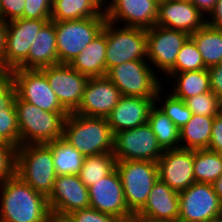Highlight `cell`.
<instances>
[{"label": "cell", "mask_w": 222, "mask_h": 222, "mask_svg": "<svg viewBox=\"0 0 222 222\" xmlns=\"http://www.w3.org/2000/svg\"><path fill=\"white\" fill-rule=\"evenodd\" d=\"M47 197L16 174L0 184V222H47Z\"/></svg>", "instance_id": "1"}, {"label": "cell", "mask_w": 222, "mask_h": 222, "mask_svg": "<svg viewBox=\"0 0 222 222\" xmlns=\"http://www.w3.org/2000/svg\"><path fill=\"white\" fill-rule=\"evenodd\" d=\"M62 138L84 157L113 152L114 134L105 117L69 113L65 118Z\"/></svg>", "instance_id": "2"}, {"label": "cell", "mask_w": 222, "mask_h": 222, "mask_svg": "<svg viewBox=\"0 0 222 222\" xmlns=\"http://www.w3.org/2000/svg\"><path fill=\"white\" fill-rule=\"evenodd\" d=\"M17 123L20 134V146L29 144H47L63 136L65 118L69 113H54L15 99Z\"/></svg>", "instance_id": "3"}, {"label": "cell", "mask_w": 222, "mask_h": 222, "mask_svg": "<svg viewBox=\"0 0 222 222\" xmlns=\"http://www.w3.org/2000/svg\"><path fill=\"white\" fill-rule=\"evenodd\" d=\"M15 174L35 191L48 197L57 176L51 148L47 144L16 148Z\"/></svg>", "instance_id": "4"}, {"label": "cell", "mask_w": 222, "mask_h": 222, "mask_svg": "<svg viewBox=\"0 0 222 222\" xmlns=\"http://www.w3.org/2000/svg\"><path fill=\"white\" fill-rule=\"evenodd\" d=\"M105 12L79 20L54 21L58 64H70L103 30Z\"/></svg>", "instance_id": "5"}, {"label": "cell", "mask_w": 222, "mask_h": 222, "mask_svg": "<svg viewBox=\"0 0 222 222\" xmlns=\"http://www.w3.org/2000/svg\"><path fill=\"white\" fill-rule=\"evenodd\" d=\"M106 77L119 89L121 96L142 98H155L158 90L166 83L163 80L168 79L159 78L148 60H133L116 65L107 72Z\"/></svg>", "instance_id": "6"}, {"label": "cell", "mask_w": 222, "mask_h": 222, "mask_svg": "<svg viewBox=\"0 0 222 222\" xmlns=\"http://www.w3.org/2000/svg\"><path fill=\"white\" fill-rule=\"evenodd\" d=\"M106 71L133 60H147L146 29L126 27L106 20Z\"/></svg>", "instance_id": "7"}, {"label": "cell", "mask_w": 222, "mask_h": 222, "mask_svg": "<svg viewBox=\"0 0 222 222\" xmlns=\"http://www.w3.org/2000/svg\"><path fill=\"white\" fill-rule=\"evenodd\" d=\"M116 169L121 178L128 210L132 214L139 212L146 204L153 185L159 179L157 162L116 161Z\"/></svg>", "instance_id": "8"}, {"label": "cell", "mask_w": 222, "mask_h": 222, "mask_svg": "<svg viewBox=\"0 0 222 222\" xmlns=\"http://www.w3.org/2000/svg\"><path fill=\"white\" fill-rule=\"evenodd\" d=\"M116 161L139 160L158 162L163 154L150 125L145 123L133 129L116 132L113 139Z\"/></svg>", "instance_id": "9"}, {"label": "cell", "mask_w": 222, "mask_h": 222, "mask_svg": "<svg viewBox=\"0 0 222 222\" xmlns=\"http://www.w3.org/2000/svg\"><path fill=\"white\" fill-rule=\"evenodd\" d=\"M222 215V200L210 183L195 182L179 192L178 222H205Z\"/></svg>", "instance_id": "10"}, {"label": "cell", "mask_w": 222, "mask_h": 222, "mask_svg": "<svg viewBox=\"0 0 222 222\" xmlns=\"http://www.w3.org/2000/svg\"><path fill=\"white\" fill-rule=\"evenodd\" d=\"M147 60L162 78L174 65L177 55L190 35L181 30L153 26L146 29ZM159 71H162L160 74Z\"/></svg>", "instance_id": "11"}, {"label": "cell", "mask_w": 222, "mask_h": 222, "mask_svg": "<svg viewBox=\"0 0 222 222\" xmlns=\"http://www.w3.org/2000/svg\"><path fill=\"white\" fill-rule=\"evenodd\" d=\"M13 71L17 96L21 100L45 111L68 113L58 101L45 74L41 70L13 69Z\"/></svg>", "instance_id": "12"}, {"label": "cell", "mask_w": 222, "mask_h": 222, "mask_svg": "<svg viewBox=\"0 0 222 222\" xmlns=\"http://www.w3.org/2000/svg\"><path fill=\"white\" fill-rule=\"evenodd\" d=\"M46 76L58 101L68 113H74L82 100L88 76L69 64H56L40 69Z\"/></svg>", "instance_id": "13"}, {"label": "cell", "mask_w": 222, "mask_h": 222, "mask_svg": "<svg viewBox=\"0 0 222 222\" xmlns=\"http://www.w3.org/2000/svg\"><path fill=\"white\" fill-rule=\"evenodd\" d=\"M91 208L128 222L132 213L125 203L120 175L115 168L110 174L88 187Z\"/></svg>", "instance_id": "14"}, {"label": "cell", "mask_w": 222, "mask_h": 222, "mask_svg": "<svg viewBox=\"0 0 222 222\" xmlns=\"http://www.w3.org/2000/svg\"><path fill=\"white\" fill-rule=\"evenodd\" d=\"M50 20L17 18L7 21L4 68L16 69L27 58L36 35Z\"/></svg>", "instance_id": "15"}, {"label": "cell", "mask_w": 222, "mask_h": 222, "mask_svg": "<svg viewBox=\"0 0 222 222\" xmlns=\"http://www.w3.org/2000/svg\"><path fill=\"white\" fill-rule=\"evenodd\" d=\"M106 20L121 26L149 29L156 25L158 3L155 0H105ZM108 1V2H107Z\"/></svg>", "instance_id": "16"}, {"label": "cell", "mask_w": 222, "mask_h": 222, "mask_svg": "<svg viewBox=\"0 0 222 222\" xmlns=\"http://www.w3.org/2000/svg\"><path fill=\"white\" fill-rule=\"evenodd\" d=\"M47 202L50 211L70 215L90 206L88 188L76 174L57 175Z\"/></svg>", "instance_id": "17"}, {"label": "cell", "mask_w": 222, "mask_h": 222, "mask_svg": "<svg viewBox=\"0 0 222 222\" xmlns=\"http://www.w3.org/2000/svg\"><path fill=\"white\" fill-rule=\"evenodd\" d=\"M119 89L106 77H89L81 103L74 112L88 117H107L118 104Z\"/></svg>", "instance_id": "18"}, {"label": "cell", "mask_w": 222, "mask_h": 222, "mask_svg": "<svg viewBox=\"0 0 222 222\" xmlns=\"http://www.w3.org/2000/svg\"><path fill=\"white\" fill-rule=\"evenodd\" d=\"M157 164L159 179L178 193L195 183L194 150H164Z\"/></svg>", "instance_id": "19"}, {"label": "cell", "mask_w": 222, "mask_h": 222, "mask_svg": "<svg viewBox=\"0 0 222 222\" xmlns=\"http://www.w3.org/2000/svg\"><path fill=\"white\" fill-rule=\"evenodd\" d=\"M205 24L206 16L190 0H164L158 3L157 26L191 35Z\"/></svg>", "instance_id": "20"}, {"label": "cell", "mask_w": 222, "mask_h": 222, "mask_svg": "<svg viewBox=\"0 0 222 222\" xmlns=\"http://www.w3.org/2000/svg\"><path fill=\"white\" fill-rule=\"evenodd\" d=\"M155 98L121 96L118 104L106 117L112 133L133 129L147 123Z\"/></svg>", "instance_id": "21"}, {"label": "cell", "mask_w": 222, "mask_h": 222, "mask_svg": "<svg viewBox=\"0 0 222 222\" xmlns=\"http://www.w3.org/2000/svg\"><path fill=\"white\" fill-rule=\"evenodd\" d=\"M58 64L54 21H48L32 42L27 58L16 69H37Z\"/></svg>", "instance_id": "22"}, {"label": "cell", "mask_w": 222, "mask_h": 222, "mask_svg": "<svg viewBox=\"0 0 222 222\" xmlns=\"http://www.w3.org/2000/svg\"><path fill=\"white\" fill-rule=\"evenodd\" d=\"M138 213L154 219L176 222L179 217V193L158 179L146 204Z\"/></svg>", "instance_id": "23"}, {"label": "cell", "mask_w": 222, "mask_h": 222, "mask_svg": "<svg viewBox=\"0 0 222 222\" xmlns=\"http://www.w3.org/2000/svg\"><path fill=\"white\" fill-rule=\"evenodd\" d=\"M106 47V33L102 30L69 65L88 77L106 76Z\"/></svg>", "instance_id": "24"}, {"label": "cell", "mask_w": 222, "mask_h": 222, "mask_svg": "<svg viewBox=\"0 0 222 222\" xmlns=\"http://www.w3.org/2000/svg\"><path fill=\"white\" fill-rule=\"evenodd\" d=\"M105 0H53L51 21L79 20L105 12Z\"/></svg>", "instance_id": "25"}, {"label": "cell", "mask_w": 222, "mask_h": 222, "mask_svg": "<svg viewBox=\"0 0 222 222\" xmlns=\"http://www.w3.org/2000/svg\"><path fill=\"white\" fill-rule=\"evenodd\" d=\"M171 77L175 84L171 85L169 92L176 98L186 100L187 98L210 91V79L207 69L187 71L176 74H164V77ZM174 79V80H172Z\"/></svg>", "instance_id": "26"}, {"label": "cell", "mask_w": 222, "mask_h": 222, "mask_svg": "<svg viewBox=\"0 0 222 222\" xmlns=\"http://www.w3.org/2000/svg\"><path fill=\"white\" fill-rule=\"evenodd\" d=\"M214 117L193 114L187 124L180 129V148L208 149Z\"/></svg>", "instance_id": "27"}, {"label": "cell", "mask_w": 222, "mask_h": 222, "mask_svg": "<svg viewBox=\"0 0 222 222\" xmlns=\"http://www.w3.org/2000/svg\"><path fill=\"white\" fill-rule=\"evenodd\" d=\"M190 38L195 42L207 68L222 62V30L205 24Z\"/></svg>", "instance_id": "28"}, {"label": "cell", "mask_w": 222, "mask_h": 222, "mask_svg": "<svg viewBox=\"0 0 222 222\" xmlns=\"http://www.w3.org/2000/svg\"><path fill=\"white\" fill-rule=\"evenodd\" d=\"M53 154V165L57 175L80 173L85 157L63 138L47 143Z\"/></svg>", "instance_id": "29"}, {"label": "cell", "mask_w": 222, "mask_h": 222, "mask_svg": "<svg viewBox=\"0 0 222 222\" xmlns=\"http://www.w3.org/2000/svg\"><path fill=\"white\" fill-rule=\"evenodd\" d=\"M147 123L163 151L180 148L179 128L156 105L151 108Z\"/></svg>", "instance_id": "30"}, {"label": "cell", "mask_w": 222, "mask_h": 222, "mask_svg": "<svg viewBox=\"0 0 222 222\" xmlns=\"http://www.w3.org/2000/svg\"><path fill=\"white\" fill-rule=\"evenodd\" d=\"M195 182L212 184L222 174V154L209 149L194 150Z\"/></svg>", "instance_id": "31"}, {"label": "cell", "mask_w": 222, "mask_h": 222, "mask_svg": "<svg viewBox=\"0 0 222 222\" xmlns=\"http://www.w3.org/2000/svg\"><path fill=\"white\" fill-rule=\"evenodd\" d=\"M116 168V159L112 152L87 156L78 174L80 180L88 188L101 180Z\"/></svg>", "instance_id": "32"}, {"label": "cell", "mask_w": 222, "mask_h": 222, "mask_svg": "<svg viewBox=\"0 0 222 222\" xmlns=\"http://www.w3.org/2000/svg\"><path fill=\"white\" fill-rule=\"evenodd\" d=\"M164 87L167 86L166 85L162 86L158 90L155 97V105L165 115H167L180 130L184 125L187 124V122L191 119L193 114L190 111V109L186 106L184 100L173 96L170 92H168L167 88H166L167 93L166 91L164 93L165 90Z\"/></svg>", "instance_id": "33"}, {"label": "cell", "mask_w": 222, "mask_h": 222, "mask_svg": "<svg viewBox=\"0 0 222 222\" xmlns=\"http://www.w3.org/2000/svg\"><path fill=\"white\" fill-rule=\"evenodd\" d=\"M207 69L195 42L189 37L180 49L175 65L166 74Z\"/></svg>", "instance_id": "34"}, {"label": "cell", "mask_w": 222, "mask_h": 222, "mask_svg": "<svg viewBox=\"0 0 222 222\" xmlns=\"http://www.w3.org/2000/svg\"><path fill=\"white\" fill-rule=\"evenodd\" d=\"M0 140L16 148L20 146L15 101L8 108H0Z\"/></svg>", "instance_id": "35"}, {"label": "cell", "mask_w": 222, "mask_h": 222, "mask_svg": "<svg viewBox=\"0 0 222 222\" xmlns=\"http://www.w3.org/2000/svg\"><path fill=\"white\" fill-rule=\"evenodd\" d=\"M192 114L199 116H216L222 111V102L210 90L185 100Z\"/></svg>", "instance_id": "36"}, {"label": "cell", "mask_w": 222, "mask_h": 222, "mask_svg": "<svg viewBox=\"0 0 222 222\" xmlns=\"http://www.w3.org/2000/svg\"><path fill=\"white\" fill-rule=\"evenodd\" d=\"M16 147L0 143V184L15 175Z\"/></svg>", "instance_id": "37"}, {"label": "cell", "mask_w": 222, "mask_h": 222, "mask_svg": "<svg viewBox=\"0 0 222 222\" xmlns=\"http://www.w3.org/2000/svg\"><path fill=\"white\" fill-rule=\"evenodd\" d=\"M53 0H25L24 19H51Z\"/></svg>", "instance_id": "38"}, {"label": "cell", "mask_w": 222, "mask_h": 222, "mask_svg": "<svg viewBox=\"0 0 222 222\" xmlns=\"http://www.w3.org/2000/svg\"><path fill=\"white\" fill-rule=\"evenodd\" d=\"M75 222H121L117 218L88 207L70 214Z\"/></svg>", "instance_id": "39"}, {"label": "cell", "mask_w": 222, "mask_h": 222, "mask_svg": "<svg viewBox=\"0 0 222 222\" xmlns=\"http://www.w3.org/2000/svg\"><path fill=\"white\" fill-rule=\"evenodd\" d=\"M25 0H0V18L11 21L23 18Z\"/></svg>", "instance_id": "40"}, {"label": "cell", "mask_w": 222, "mask_h": 222, "mask_svg": "<svg viewBox=\"0 0 222 222\" xmlns=\"http://www.w3.org/2000/svg\"><path fill=\"white\" fill-rule=\"evenodd\" d=\"M208 149L222 154V111L214 117Z\"/></svg>", "instance_id": "41"}, {"label": "cell", "mask_w": 222, "mask_h": 222, "mask_svg": "<svg viewBox=\"0 0 222 222\" xmlns=\"http://www.w3.org/2000/svg\"><path fill=\"white\" fill-rule=\"evenodd\" d=\"M210 89L222 102V62L207 68Z\"/></svg>", "instance_id": "42"}, {"label": "cell", "mask_w": 222, "mask_h": 222, "mask_svg": "<svg viewBox=\"0 0 222 222\" xmlns=\"http://www.w3.org/2000/svg\"><path fill=\"white\" fill-rule=\"evenodd\" d=\"M14 86V71L0 67V96L6 94Z\"/></svg>", "instance_id": "43"}, {"label": "cell", "mask_w": 222, "mask_h": 222, "mask_svg": "<svg viewBox=\"0 0 222 222\" xmlns=\"http://www.w3.org/2000/svg\"><path fill=\"white\" fill-rule=\"evenodd\" d=\"M206 24L222 30V0H217L214 9L206 17Z\"/></svg>", "instance_id": "44"}, {"label": "cell", "mask_w": 222, "mask_h": 222, "mask_svg": "<svg viewBox=\"0 0 222 222\" xmlns=\"http://www.w3.org/2000/svg\"><path fill=\"white\" fill-rule=\"evenodd\" d=\"M206 17L214 9L217 0H190Z\"/></svg>", "instance_id": "45"}, {"label": "cell", "mask_w": 222, "mask_h": 222, "mask_svg": "<svg viewBox=\"0 0 222 222\" xmlns=\"http://www.w3.org/2000/svg\"><path fill=\"white\" fill-rule=\"evenodd\" d=\"M7 21L0 18V67H4V50L6 42Z\"/></svg>", "instance_id": "46"}, {"label": "cell", "mask_w": 222, "mask_h": 222, "mask_svg": "<svg viewBox=\"0 0 222 222\" xmlns=\"http://www.w3.org/2000/svg\"><path fill=\"white\" fill-rule=\"evenodd\" d=\"M17 90L15 85L4 95L0 96V108H8L16 99Z\"/></svg>", "instance_id": "47"}, {"label": "cell", "mask_w": 222, "mask_h": 222, "mask_svg": "<svg viewBox=\"0 0 222 222\" xmlns=\"http://www.w3.org/2000/svg\"><path fill=\"white\" fill-rule=\"evenodd\" d=\"M47 222H75L70 215H62L50 211Z\"/></svg>", "instance_id": "48"}, {"label": "cell", "mask_w": 222, "mask_h": 222, "mask_svg": "<svg viewBox=\"0 0 222 222\" xmlns=\"http://www.w3.org/2000/svg\"><path fill=\"white\" fill-rule=\"evenodd\" d=\"M128 222H171V221L150 218V217L144 216L142 214H139L137 212V213H133L131 215ZM176 222H178V221H176Z\"/></svg>", "instance_id": "49"}, {"label": "cell", "mask_w": 222, "mask_h": 222, "mask_svg": "<svg viewBox=\"0 0 222 222\" xmlns=\"http://www.w3.org/2000/svg\"><path fill=\"white\" fill-rule=\"evenodd\" d=\"M214 191L222 200V174L212 183Z\"/></svg>", "instance_id": "50"}, {"label": "cell", "mask_w": 222, "mask_h": 222, "mask_svg": "<svg viewBox=\"0 0 222 222\" xmlns=\"http://www.w3.org/2000/svg\"><path fill=\"white\" fill-rule=\"evenodd\" d=\"M205 222H222V215H220L218 217H215V218H212V219H209Z\"/></svg>", "instance_id": "51"}, {"label": "cell", "mask_w": 222, "mask_h": 222, "mask_svg": "<svg viewBox=\"0 0 222 222\" xmlns=\"http://www.w3.org/2000/svg\"><path fill=\"white\" fill-rule=\"evenodd\" d=\"M157 3H161L163 2L164 0H155Z\"/></svg>", "instance_id": "52"}]
</instances>
